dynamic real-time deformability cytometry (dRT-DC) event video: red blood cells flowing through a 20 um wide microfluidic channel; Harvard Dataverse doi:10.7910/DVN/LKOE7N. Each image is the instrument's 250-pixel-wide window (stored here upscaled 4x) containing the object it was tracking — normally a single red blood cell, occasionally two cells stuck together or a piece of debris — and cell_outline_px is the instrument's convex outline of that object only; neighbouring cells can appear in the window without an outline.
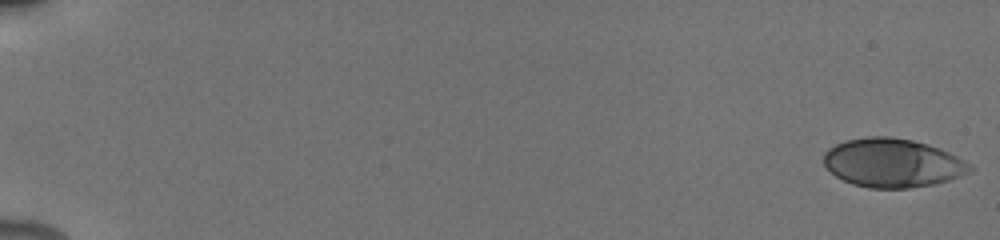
{"species": "human", "species_latin": "Homo sapiens", "temperature_condition": "cold", "stored_images_in_passage": 12, "camera_frame_rate_fps": 3000, "um_per_image_px": 0.085, "donor": {"sex": "male"}, "frame": {"image": 1, "passage_image": 1, "time_ms": 0.0, "image_size_px": [1000, 240], "cell_outline_px": [[976, 168], [972, 172], [936, 184], [908, 188], [868, 188], [852, 184], [836, 176], [824, 164], [824, 152], [828, 148], [844, 140], [868, 136], [888, 136], [912, 140], [928, 144], [940, 148], [964, 160]], "centroid_in_image_um": [75.89, 13.84], "position_along_channel_um": 9.1, "area_um2": 41.73}}
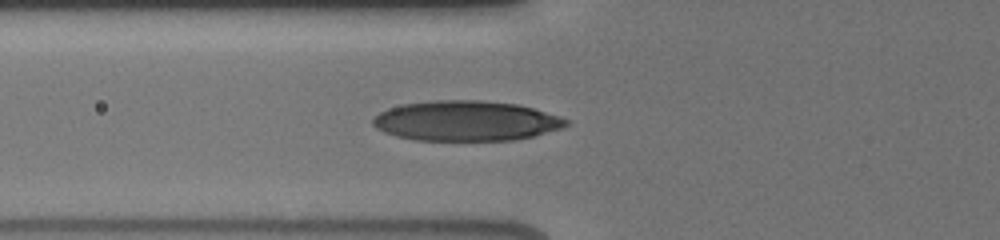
{"frame": {"image": 2, "passage_image": 10, "time_ms": 7.0, "image_size_px": [1000, 240], "cell_outline_px": [[572, 124], [564, 128], [532, 136], [512, 140], [416, 140], [396, 136], [384, 132], [376, 128], [372, 124], [372, 120], [380, 112], [388, 108], [404, 104], [436, 100], [480, 100], [520, 104], [560, 116], [568, 120]], "centroid_in_image_um": [39.65, 10.27], "position_along_channel_um": 86.1, "area_um2": 45.26}}
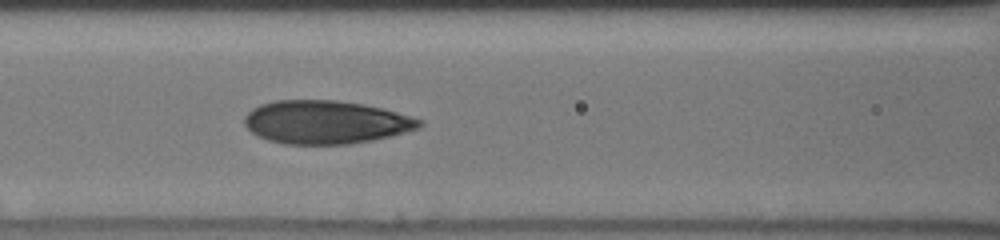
{"frame": {"image": 3, "passage_image": 12, "time_ms": 8.333, "image_size_px": [1000, 240], "cell_outline_px": [[424, 124], [420, 128], [392, 136], [372, 140], [348, 144], [284, 144], [268, 140], [256, 136], [244, 124], [244, 116], [252, 108], [260, 104], [276, 100], [336, 100], [364, 104], [396, 112], [424, 120]], "centroid_in_image_um": [27.69, 10.38], "position_along_channel_um": 138.9, "area_um2": 44.33}}